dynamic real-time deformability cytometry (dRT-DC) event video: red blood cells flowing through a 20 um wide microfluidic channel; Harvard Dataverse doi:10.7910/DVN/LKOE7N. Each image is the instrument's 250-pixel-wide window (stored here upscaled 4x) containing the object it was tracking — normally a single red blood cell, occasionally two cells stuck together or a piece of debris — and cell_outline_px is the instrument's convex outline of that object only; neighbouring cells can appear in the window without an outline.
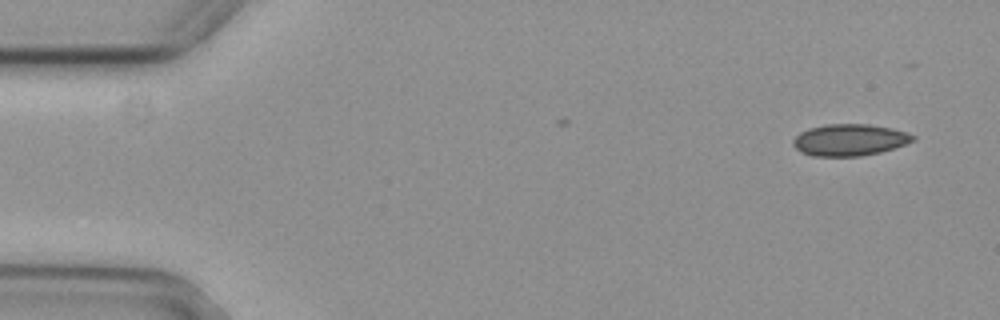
{"species": "common noctule bat (a hibernating species)", "species_latin": "Nyctalus noctula", "temperature_condition": "cold", "stored_images_in_passage": 2, "camera_frame_rate_fps": 3000, "um_per_image_px": 0.085, "animal": {"sex": "female", "body_mass_g": 29.2, "forearm_length_mm": 56.3}, "frame": {"image": 1, "passage_image": 1, "time_ms": 0.0, "image_size_px": [1000, 320], "cell_outline_px": [[916, 140], [880, 152], [860, 156], [812, 156], [800, 152], [792, 144], [792, 140], [800, 132], [808, 128], [824, 124], [868, 124], [892, 128], [916, 136]], "centroid_in_image_um": [72.17, 11.89], "position_along_channel_um": 12.8, "area_um2": 22.14}}